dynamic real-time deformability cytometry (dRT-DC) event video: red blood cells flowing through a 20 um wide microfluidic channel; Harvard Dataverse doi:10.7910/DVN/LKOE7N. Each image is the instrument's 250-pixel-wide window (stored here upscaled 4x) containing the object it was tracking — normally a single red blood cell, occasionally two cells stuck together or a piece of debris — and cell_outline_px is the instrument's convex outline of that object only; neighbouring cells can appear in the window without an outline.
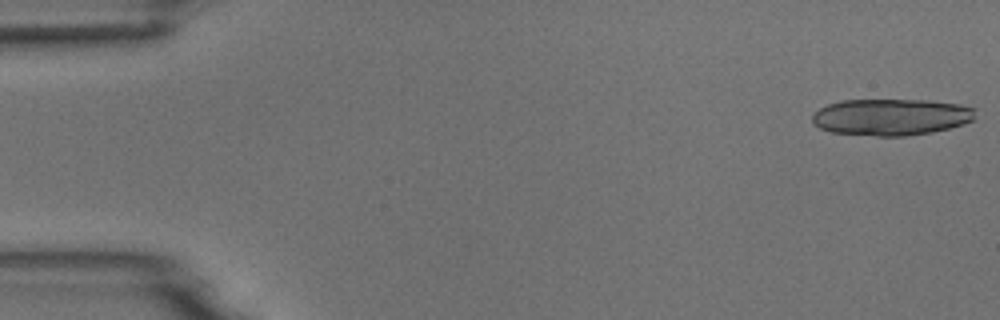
{"species": "common noctule bat (a hibernating species)", "species_latin": "Nyctalus noctula", "temperature_condition": "room temperature", "stored_images_in_passage": 18, "camera_frame_rate_fps": 3000, "um_per_image_px": 0.085, "animal": {"sex": "male", "body_mass_g": 18.8}, "frame": {"image": 1, "passage_image": 1, "time_ms": 0.0, "image_size_px": [1000, 320], "cell_outline_px": [[976, 108], [972, 120], [964, 124], [932, 132], [904, 136], [876, 136], [832, 132], [820, 128], [812, 124], [812, 116], [820, 108], [828, 104], [840, 100], [928, 100], [960, 104]], "centroid_in_image_um": [75.74, 9.94], "position_along_channel_um": 9.3, "area_um2": 34.85}}